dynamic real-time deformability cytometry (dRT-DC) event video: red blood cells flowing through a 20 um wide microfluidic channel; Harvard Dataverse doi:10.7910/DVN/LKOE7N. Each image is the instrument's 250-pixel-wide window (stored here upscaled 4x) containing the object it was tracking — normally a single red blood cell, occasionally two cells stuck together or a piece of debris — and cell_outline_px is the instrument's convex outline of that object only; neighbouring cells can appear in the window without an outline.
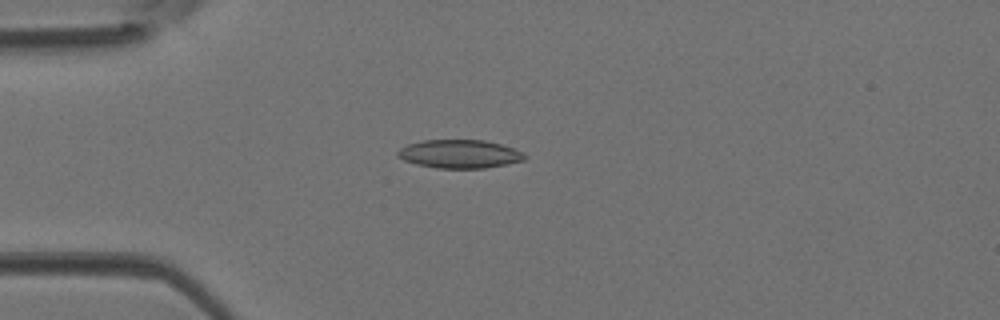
{"species": "Egyptian fruit bat (a non-hibernating species)", "species_latin": "Rousettus aegyptiacus", "temperature_condition": "room temperature", "stored_images_in_passage": 36, "camera_frame_rate_fps": 3000, "um_per_image_px": 0.085, "animal": {"sex": "female"}, "frame": {"image": 1, "passage_image": 8, "time_ms": 2.333, "image_size_px": [1000, 320], "cell_outline_px": [[528, 156], [524, 160], [484, 168], [436, 168], [416, 164], [404, 160], [396, 156], [396, 152], [400, 148], [408, 144], [424, 140], [484, 140], [500, 144], [524, 152]], "centroid_in_image_um": [39.04, 13.08], "position_along_channel_um": 46.0, "area_um2": 20.98}}
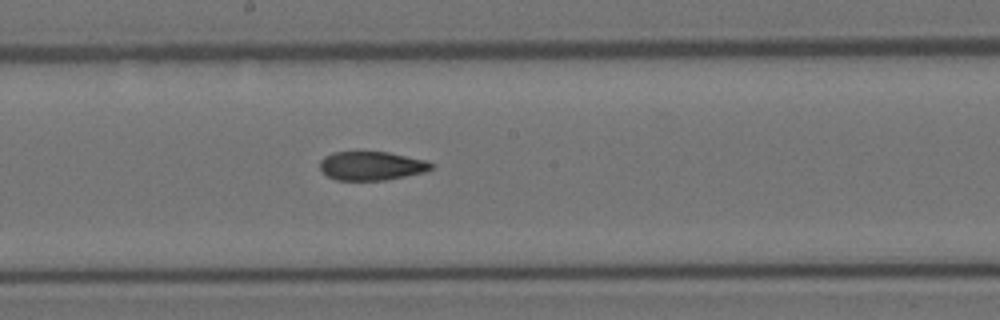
{"frame": {"image": 2, "passage_image": 20, "time_ms": 6.333, "image_size_px": [1000, 320], "cell_outline_px": [[436, 164], [432, 168], [424, 172], [384, 180], [336, 180], [328, 176], [320, 168], [320, 160], [324, 156], [332, 152], [388, 152], [424, 160]], "centroid_in_image_um": [31.56, 14.09], "position_along_channel_um": 216.6, "area_um2": 18.55}}
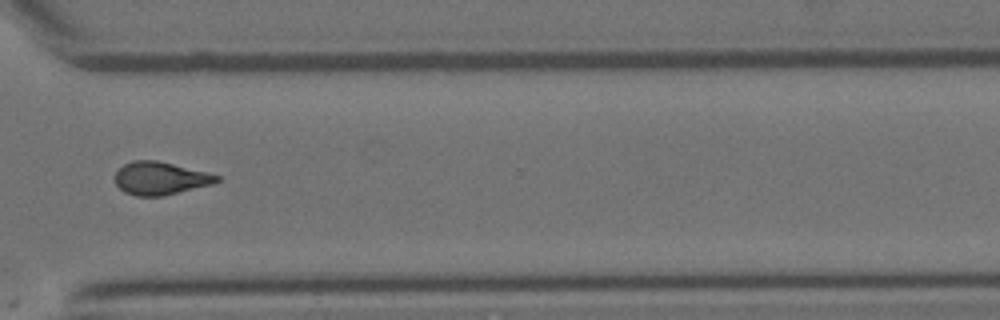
{"frame": {"image": 3, "passage_image": 29, "time_ms": 9.333, "image_size_px": [1000, 320], "cell_outline_px": [[220, 180], [212, 184], [164, 196], [136, 196], [124, 192], [116, 184], [116, 172], [124, 164], [132, 160], [156, 160], [208, 172], [220, 176]], "centroid_in_image_um": [13.63, 15.16], "position_along_channel_um": 357.0, "area_um2": 19.48}}